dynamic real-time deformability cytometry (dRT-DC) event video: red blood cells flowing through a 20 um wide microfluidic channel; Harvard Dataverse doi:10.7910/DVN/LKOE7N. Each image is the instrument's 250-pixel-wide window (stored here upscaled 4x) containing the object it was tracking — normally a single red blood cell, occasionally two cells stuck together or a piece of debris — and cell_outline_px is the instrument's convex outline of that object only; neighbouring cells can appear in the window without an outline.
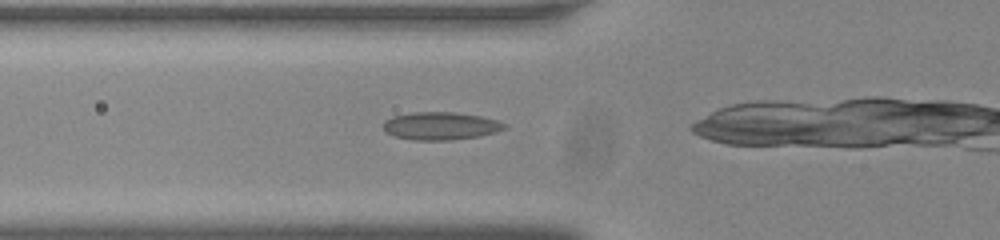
{"species": "common noctule bat (a hibernating species)", "species_latin": "Nyctalus noctula", "temperature_condition": "room temperature", "stored_images_in_passage": 31, "camera_frame_rate_fps": 3000, "um_per_image_px": 0.085, "animal": {"sex": "male", "body_mass_g": 20.0, "forearm_length_mm": 53.3}, "frame": {"image": 1, "passage_image": 10, "time_ms": 3.0, "image_size_px": [1000, 240], "cell_outline_px": [[508, 128], [496, 132], [480, 136], [452, 140], [412, 140], [396, 136], [384, 132], [380, 124], [384, 120], [392, 116], [412, 112], [452, 112], [480, 116], [496, 120], [508, 124]], "centroid_in_image_um": [37.42, 10.7], "position_along_channel_um": 88.4, "area_um2": 19.94}}
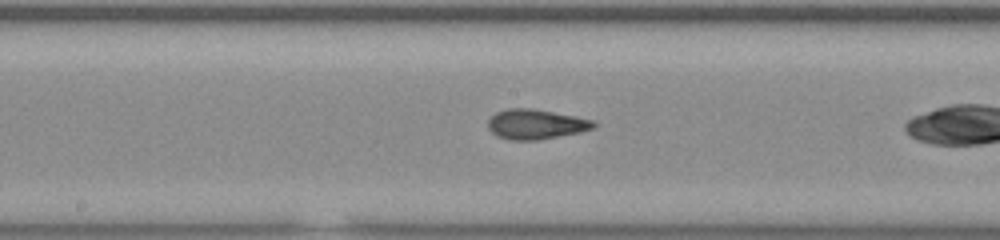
{"frame": {"image": 2, "passage_image": 19, "time_ms": 6.0, "image_size_px": [1000, 240], "cell_outline_px": [[596, 124], [592, 128], [580, 132], [536, 140], [508, 140], [496, 136], [488, 128], [488, 120], [496, 112], [508, 108], [532, 108], [576, 116], [592, 120]], "centroid_in_image_um": [45.5, 10.55], "position_along_channel_um": 202.7, "area_um2": 18.32}}
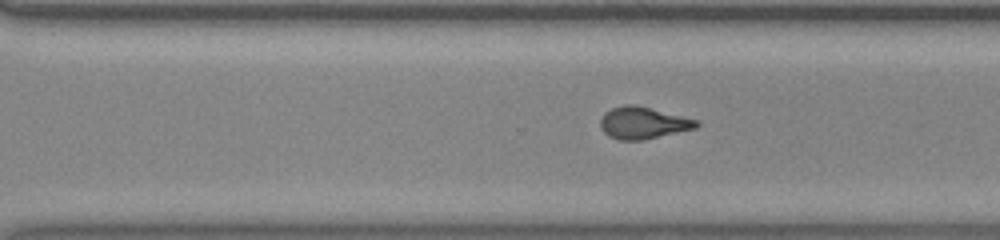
{"frame": {"image": 3, "passage_image": 28, "time_ms": 9.0, "image_size_px": [1000, 240], "cell_outline_px": [[700, 124], [696, 128], [644, 140], [620, 140], [608, 136], [600, 128], [600, 120], [604, 112], [612, 108], [624, 104], [636, 104], [700, 120]], "centroid_in_image_um": [54.67, 10.43], "position_along_channel_um": 315.9, "area_um2": 18.15}}